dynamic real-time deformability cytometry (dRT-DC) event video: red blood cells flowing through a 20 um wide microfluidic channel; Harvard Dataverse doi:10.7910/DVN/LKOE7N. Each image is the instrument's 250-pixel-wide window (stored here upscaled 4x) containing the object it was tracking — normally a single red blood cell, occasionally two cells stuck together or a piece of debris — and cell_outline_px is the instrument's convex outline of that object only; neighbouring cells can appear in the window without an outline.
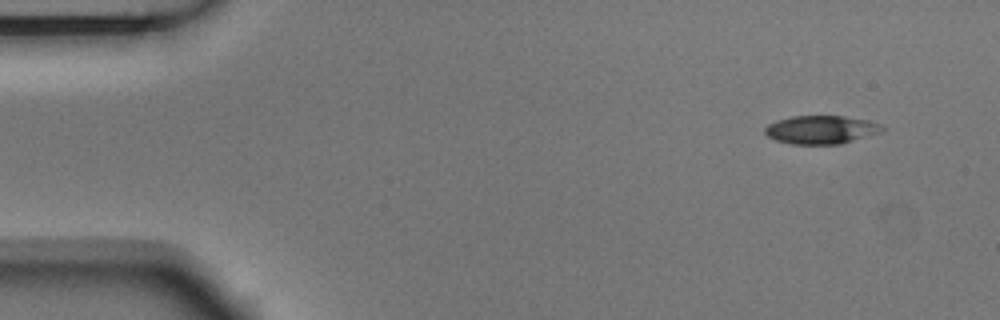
{"species": "Egyptian fruit bat (a non-hibernating species)", "species_latin": "Rousettus aegyptiacus", "temperature_condition": "room temperature", "stored_images_in_passage": 4, "camera_frame_rate_fps": 3000, "um_per_image_px": 0.085, "animal": {"sex": "male"}, "frame": {"image": 1, "passage_image": 1, "time_ms": 0.0, "image_size_px": [1000, 320], "cell_outline_px": [[884, 128], [880, 132], [840, 144], [792, 144], [776, 140], [768, 136], [764, 132], [764, 128], [768, 124], [776, 120], [792, 116], [844, 116], [868, 120], [880, 124]], "centroid_in_image_um": [69.76, 11.02], "position_along_channel_um": 15.2, "area_um2": 19.25}}
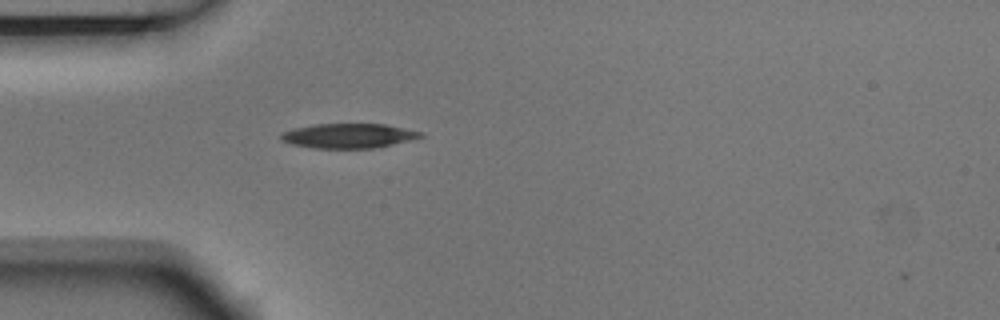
{"frame": {"image": 2, "passage_image": 4, "time_ms": 1.0, "image_size_px": [1000, 320], "cell_outline_px": [[424, 136], [412, 140], [372, 148], [312, 148], [292, 144], [280, 140], [280, 132], [292, 128], [316, 124], [384, 124], [424, 132]], "centroid_in_image_um": [29.6, 11.54], "position_along_channel_um": 55.4, "area_um2": 20.11}}